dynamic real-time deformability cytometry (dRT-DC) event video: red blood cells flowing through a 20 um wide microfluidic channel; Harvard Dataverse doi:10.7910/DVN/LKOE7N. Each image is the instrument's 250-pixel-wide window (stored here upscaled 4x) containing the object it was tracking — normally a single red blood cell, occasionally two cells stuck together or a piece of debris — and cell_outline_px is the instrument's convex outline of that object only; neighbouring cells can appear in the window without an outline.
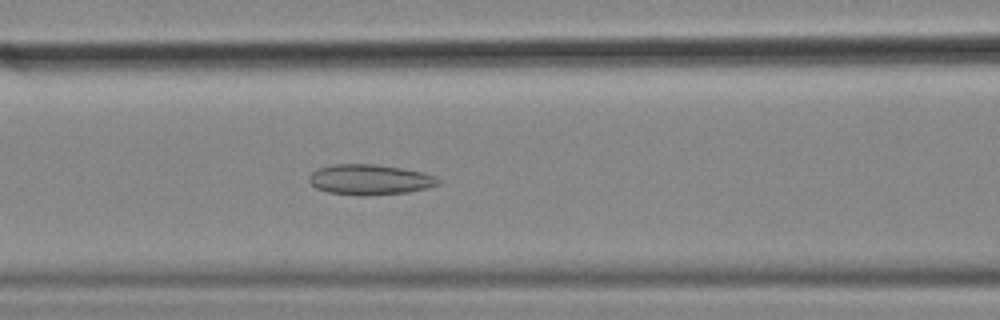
{"species": "common noctule bat (a hibernating species)", "species_latin": "Nyctalus noctula", "temperature_condition": "cold", "stored_images_in_passage": 51, "camera_frame_rate_fps": 3000, "um_per_image_px": 0.085, "animal": {"sex": "female", "body_mass_g": 18.4}, "frame": {"image": 1, "passage_image": 22, "time_ms": 7.0, "image_size_px": [1000, 320], "cell_outline_px": [[444, 180], [440, 184], [428, 188], [408, 192], [360, 196], [328, 192], [316, 188], [308, 180], [308, 176], [316, 168], [332, 164], [372, 164], [400, 168], [424, 172], [436, 176]], "centroid_in_image_um": [31.46, 15.26], "position_along_channel_um": 135.1, "area_um2": 23.12}}
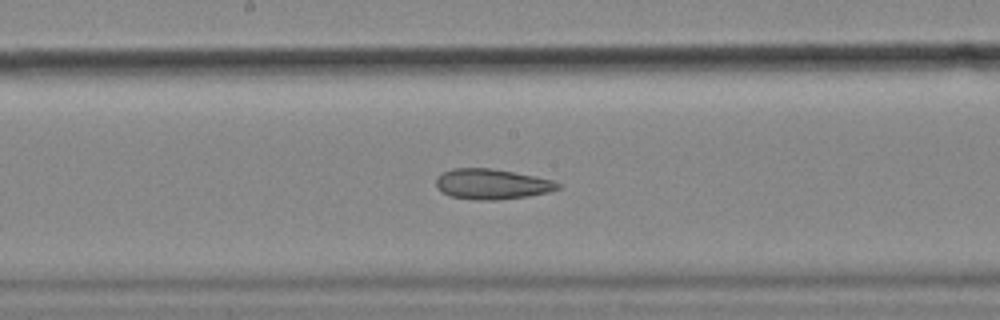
{"frame": {"image": 2, "passage_image": 28, "time_ms": 9.0, "image_size_px": [1000, 320], "cell_outline_px": [[560, 188], [548, 192], [528, 196], [496, 200], [476, 200], [452, 196], [440, 192], [436, 188], [436, 176], [440, 172], [452, 168], [492, 168], [536, 176], [552, 180], [560, 184]], "centroid_in_image_um": [41.76, 15.64], "position_along_channel_um": 206.4, "area_um2": 21.73}}
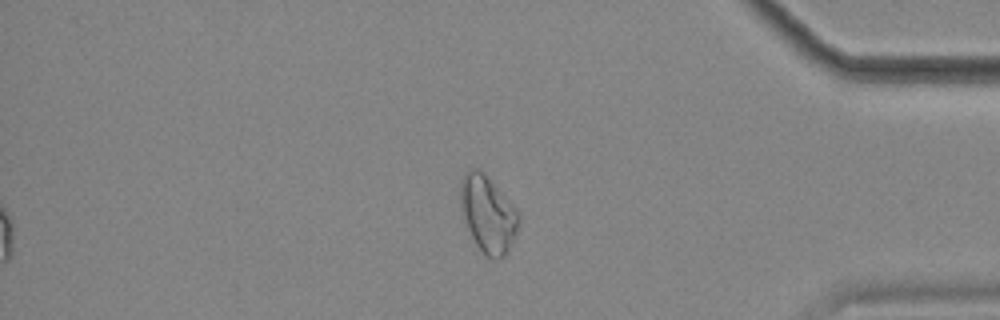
{"frame": {"image": 3, "passage_image": 46, "time_ms": 15.0, "image_size_px": [1000, 320], "cell_outline_px": [[520, 220], [516, 232], [508, 252], [500, 260], [492, 260], [484, 256], [476, 244], [468, 228], [460, 208], [460, 184], [464, 172], [468, 168], [480, 168], [484, 172], [516, 208], [520, 216]], "centroid_in_image_um": [41.46, 18.2], "position_along_channel_um": 393.7, "area_um2": 26.36}, "authors_computed_cell_mechanics": {"area_um2": 23.409, "velocity_mm_per_s": 3.58, "shape_relaxation_time_tau1_ms": null, "shape_relaxation_time_tau2_ms": 5.478, "deformation_change_tau1": null, "deformation_change_tau2": 0.1495}}